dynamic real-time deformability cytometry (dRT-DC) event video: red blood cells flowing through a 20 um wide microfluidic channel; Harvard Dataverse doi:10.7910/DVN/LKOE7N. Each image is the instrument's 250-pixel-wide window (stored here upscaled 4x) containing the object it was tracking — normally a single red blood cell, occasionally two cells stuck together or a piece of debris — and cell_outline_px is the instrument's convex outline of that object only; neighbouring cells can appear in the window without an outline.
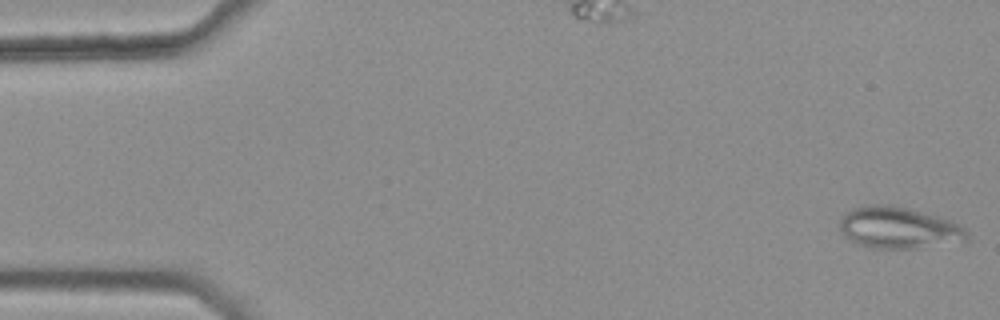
{"species": "common noctule bat (a hibernating species)", "species_latin": "Nyctalus noctula", "temperature_condition": "warm", "stored_images_in_passage": 45, "camera_frame_rate_fps": 3000, "um_per_image_px": 0.085, "animal": {"sex": "female", "body_mass_g": 25.1}, "frame": {"image": 1, "passage_image": 1, "time_ms": 0.0, "image_size_px": [1000, 320], "cell_outline_px": [[968, 240], [916, 248], [868, 248], [844, 236], [840, 232], [840, 216], [844, 212], [852, 208], [868, 204], [892, 204], [940, 216], [952, 220], [960, 224], [968, 232]], "centroid_in_image_um": [76.37, 19.33], "position_along_channel_um": 8.6, "area_um2": 31.15}}
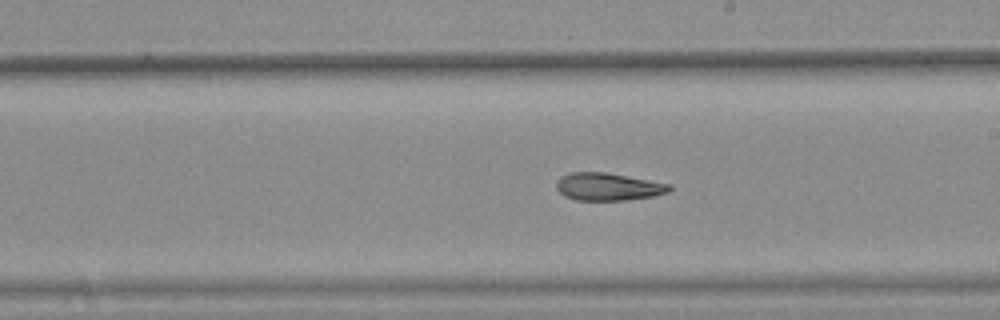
{"frame": {"image": 2, "passage_image": 30, "time_ms": 9.667, "image_size_px": [1000, 320], "cell_outline_px": [[672, 188], [668, 192], [652, 196], [628, 200], [576, 200], [564, 196], [556, 188], [556, 180], [560, 176], [572, 172], [604, 172], [672, 184]], "centroid_in_image_um": [51.67, 15.87], "position_along_channel_um": 237.3, "area_um2": 18.21}}
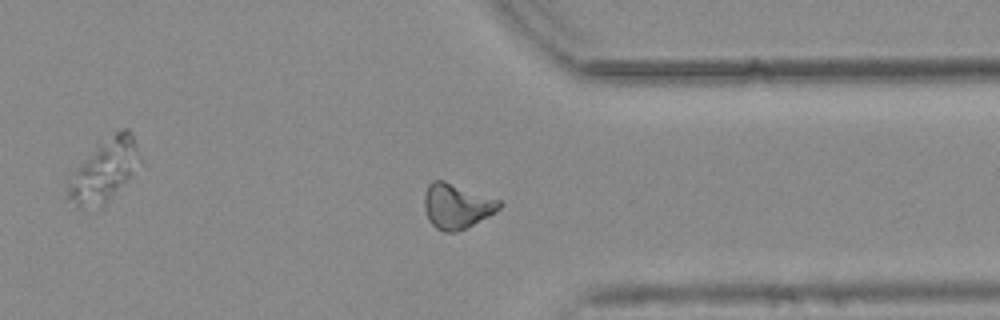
{"frame": {"image": 3, "passage_image": 41, "time_ms": 13.333, "image_size_px": [1000, 320], "cell_outline_px": [[504, 204], [496, 212], [464, 228], [452, 232], [444, 232], [436, 228], [428, 220], [424, 208], [424, 196], [428, 184], [432, 180], [444, 180], [500, 200]], "centroid_in_image_um": [38.8, 17.5], "position_along_channel_um": 372.6, "area_um2": 19.59}, "authors_computed_cell_mechanics": {"area_um2": 19.363, "velocity_mm_per_s": 3.7628, "shape_relaxation_time_tau1_ms": null, "shape_relaxation_time_tau2_ms": 6.1807, "deformation_change_tau1": null, "deformation_change_tau2": 0.1325}}